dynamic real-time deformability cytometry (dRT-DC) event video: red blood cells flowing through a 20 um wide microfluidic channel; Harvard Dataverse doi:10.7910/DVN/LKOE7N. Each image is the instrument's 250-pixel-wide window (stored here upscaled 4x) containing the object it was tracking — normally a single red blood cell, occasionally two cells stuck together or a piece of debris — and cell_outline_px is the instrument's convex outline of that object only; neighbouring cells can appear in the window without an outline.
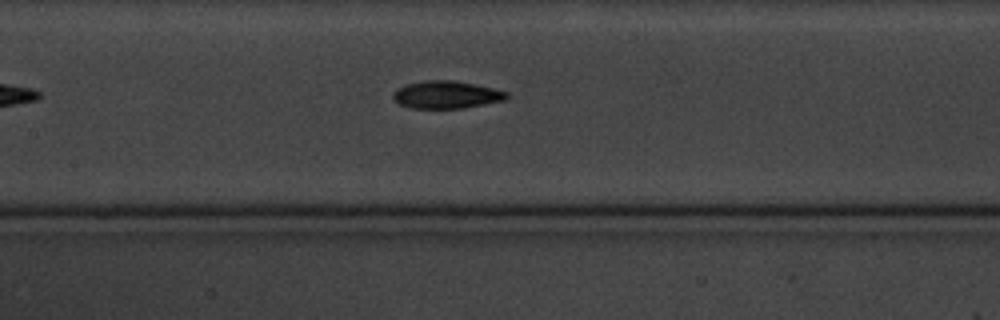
{"species": "common noctule bat (a hibernating species)", "species_latin": "Nyctalus noctula", "temperature_condition": "cold", "stored_images_in_passage": 7, "camera_frame_rate_fps": 3000, "um_per_image_px": 0.085, "animal": {"sex": "male", "body_mass_g": 20.1, "forearm_length_mm": 53.5}, "frame": {"image": 1, "passage_image": 7, "time_ms": 7.0, "image_size_px": [1000, 320], "cell_outline_px": [[508, 96], [504, 100], [464, 108], [412, 108], [400, 104], [392, 96], [396, 88], [408, 84], [424, 80], [456, 80], [476, 84], [508, 92]], "centroid_in_image_um": [37.95, 8.04], "position_along_channel_um": 169.5, "area_um2": 18.15}}